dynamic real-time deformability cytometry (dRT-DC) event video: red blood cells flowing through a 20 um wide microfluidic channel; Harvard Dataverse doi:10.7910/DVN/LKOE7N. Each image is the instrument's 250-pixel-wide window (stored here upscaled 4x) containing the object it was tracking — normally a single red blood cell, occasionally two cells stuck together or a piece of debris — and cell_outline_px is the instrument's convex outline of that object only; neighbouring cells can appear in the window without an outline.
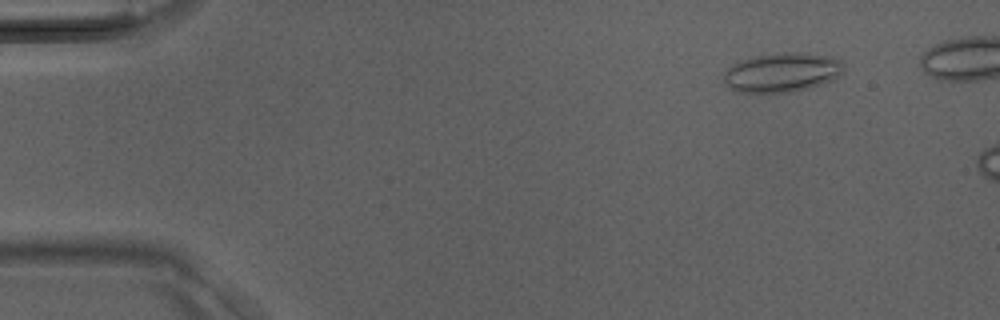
{"species": "Egyptian fruit bat (a non-hibernating species)", "species_latin": "Rousettus aegyptiacus", "temperature_condition": "room temperature", "stored_images_in_passage": 11, "camera_frame_rate_fps": 3000, "um_per_image_px": 0.085, "animal": {"sex": "male"}, "frame": {"image": 1, "passage_image": 5, "time_ms": 1.333, "image_size_px": [1000, 320], "cell_outline_px": [[844, 68], [832, 80], [808, 88], [792, 92], [760, 96], [732, 92], [724, 84], [724, 72], [732, 64], [740, 60], [756, 56], [784, 52], [792, 52], [832, 56], [840, 60], [844, 64]], "centroid_in_image_um": [66.37, 6.21], "position_along_channel_um": 18.6, "area_um2": 28.32}}